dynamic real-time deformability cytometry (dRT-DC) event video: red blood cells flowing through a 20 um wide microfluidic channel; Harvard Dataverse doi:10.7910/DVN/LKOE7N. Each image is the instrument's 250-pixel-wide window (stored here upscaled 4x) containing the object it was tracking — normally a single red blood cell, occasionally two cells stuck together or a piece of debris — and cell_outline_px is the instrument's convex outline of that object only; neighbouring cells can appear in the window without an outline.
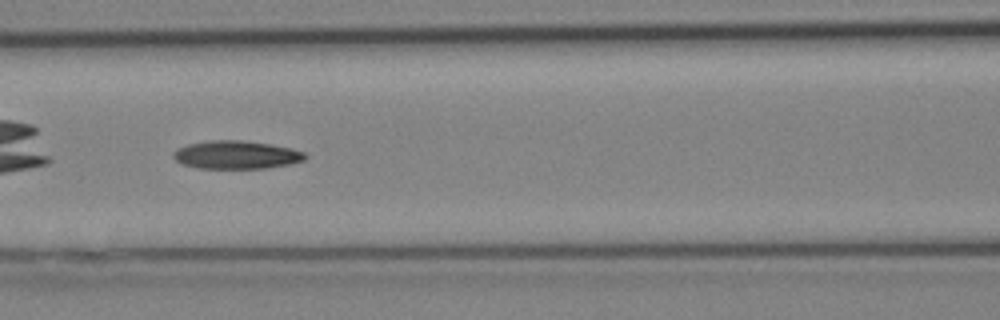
{"species": "Egyptian fruit bat (a non-hibernating species)", "species_latin": "Rousettus aegyptiacus", "temperature_condition": "cold", "stored_images_in_passage": 18, "camera_frame_rate_fps": 3000, "um_per_image_px": 0.085, "animal": {"sex": "female"}, "frame": {"image": 1, "passage_image": 11, "time_ms": 3.333, "image_size_px": [1000, 320], "cell_outline_px": [[308, 156], [304, 160], [288, 164], [264, 168], [200, 168], [184, 164], [176, 160], [172, 156], [172, 152], [176, 148], [188, 144], [212, 140], [240, 140], [268, 144], [292, 148], [304, 152]], "centroid_in_image_um": [20.07, 13.15], "position_along_channel_um": 146.5, "area_um2": 21.44}}
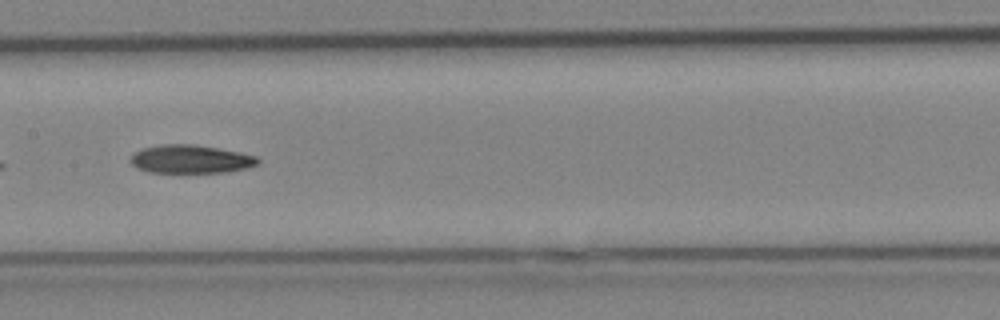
{"frame": {"image": 2, "passage_image": 13, "time_ms": 4.0, "image_size_px": [1000, 320], "cell_outline_px": [[260, 164], [244, 168], [224, 172], [152, 172], [140, 168], [132, 164], [128, 160], [136, 152], [144, 148], [160, 144], [192, 144], [240, 152], [256, 156], [260, 160]], "centroid_in_image_um": [16.23, 13.52], "position_along_channel_um": 191.2, "area_um2": 20.69}}
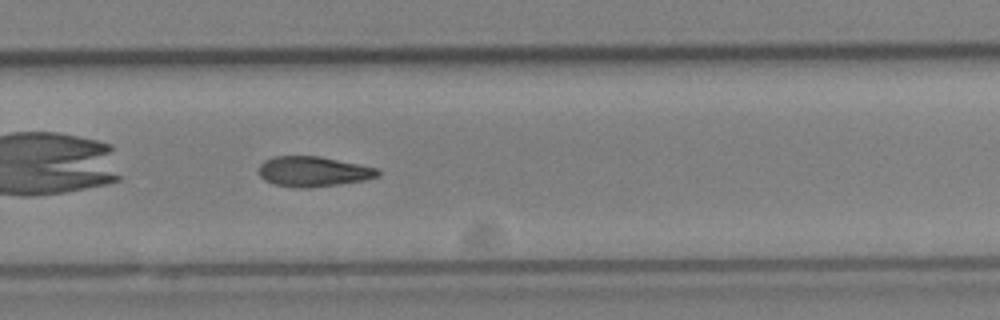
{"frame": {"image": 3, "passage_image": 18, "time_ms": 5.667, "image_size_px": [1000, 320], "cell_outline_px": [[380, 176], [364, 180], [336, 184], [304, 188], [300, 188], [276, 184], [264, 180], [260, 176], [260, 164], [264, 160], [272, 156], [320, 156], [376, 168], [380, 172]], "centroid_in_image_um": [26.61, 14.57], "position_along_channel_um": 303.2, "area_um2": 20.63}}